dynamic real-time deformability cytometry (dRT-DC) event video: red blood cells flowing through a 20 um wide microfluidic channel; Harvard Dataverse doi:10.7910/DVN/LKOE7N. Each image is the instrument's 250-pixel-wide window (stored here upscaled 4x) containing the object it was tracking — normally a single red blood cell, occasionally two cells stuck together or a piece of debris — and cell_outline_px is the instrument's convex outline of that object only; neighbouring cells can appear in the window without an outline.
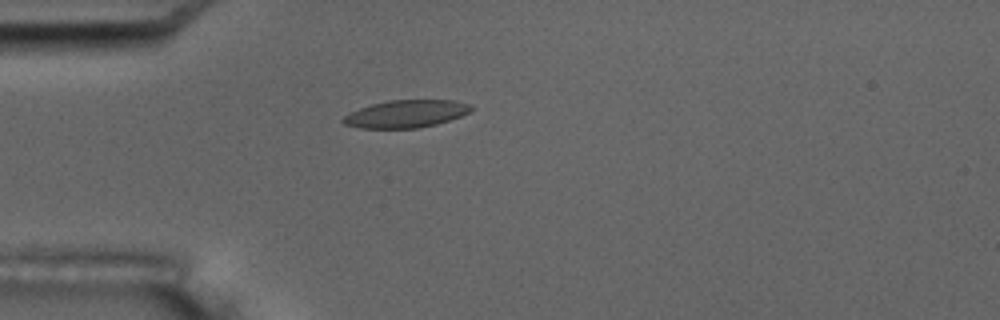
{"species": "common noctule bat (a hibernating species)", "species_latin": "Nyctalus noctula", "temperature_condition": "room temperature", "stored_images_in_passage": 7, "camera_frame_rate_fps": 3000, "um_per_image_px": 0.085, "animal": {"sex": "male", "body_mass_g": 17.5, "forearm_length_mm": 52.3}, "frame": {"image": 1, "passage_image": 7, "time_ms": 6.667, "image_size_px": [1000, 320], "cell_outline_px": [[472, 108], [468, 112], [460, 116], [436, 124], [416, 128], [360, 128], [344, 124], [340, 120], [344, 116], [360, 108], [372, 104], [388, 100], [452, 100], [472, 104]], "centroid_in_image_um": [34.49, 9.67], "position_along_channel_um": 50.5, "area_um2": 20.35}}